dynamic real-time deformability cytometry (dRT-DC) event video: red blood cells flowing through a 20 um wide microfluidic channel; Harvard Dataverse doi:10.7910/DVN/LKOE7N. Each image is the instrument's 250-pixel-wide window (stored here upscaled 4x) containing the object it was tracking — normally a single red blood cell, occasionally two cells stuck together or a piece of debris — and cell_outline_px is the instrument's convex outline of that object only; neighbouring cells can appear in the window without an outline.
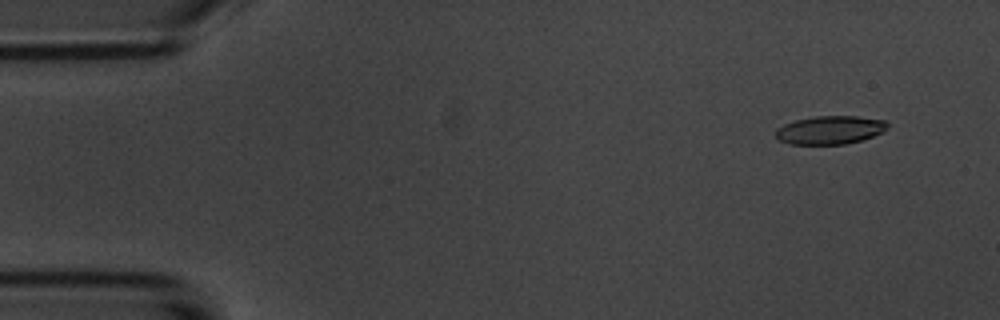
{"species": "common noctule bat (a hibernating species)", "species_latin": "Nyctalus noctula", "temperature_condition": "room temperature", "stored_images_in_passage": 4, "camera_frame_rate_fps": 3000, "um_per_image_px": 0.085, "animal": {"sex": "male", "body_mass_g": 20.1, "forearm_length_mm": 53.5}, "frame": {"image": 1, "passage_image": 1, "time_ms": 0.0, "image_size_px": [1000, 320], "cell_outline_px": [[888, 128], [884, 132], [860, 140], [844, 144], [788, 144], [780, 140], [776, 136], [776, 128], [784, 124], [796, 120], [816, 116], [856, 116], [888, 120]], "centroid_in_image_um": [70.58, 11.04], "position_along_channel_um": 14.4, "area_um2": 18.5}}
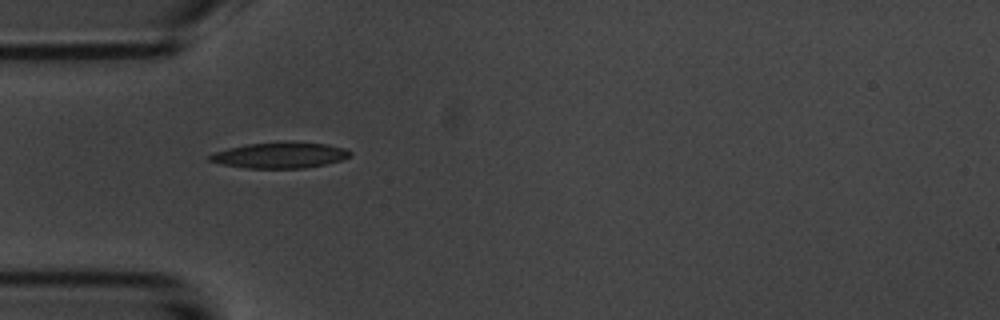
{"frame": {"image": 2, "passage_image": 3, "time_ms": 4.0, "image_size_px": [1000, 320], "cell_outline_px": [[352, 156], [340, 160], [324, 164], [304, 168], [248, 168], [220, 164], [208, 160], [208, 156], [212, 152], [228, 148], [248, 144], [328, 144], [344, 148], [352, 152]], "centroid_in_image_um": [23.75, 13.23], "position_along_channel_um": 61.2, "area_um2": 20.35}}